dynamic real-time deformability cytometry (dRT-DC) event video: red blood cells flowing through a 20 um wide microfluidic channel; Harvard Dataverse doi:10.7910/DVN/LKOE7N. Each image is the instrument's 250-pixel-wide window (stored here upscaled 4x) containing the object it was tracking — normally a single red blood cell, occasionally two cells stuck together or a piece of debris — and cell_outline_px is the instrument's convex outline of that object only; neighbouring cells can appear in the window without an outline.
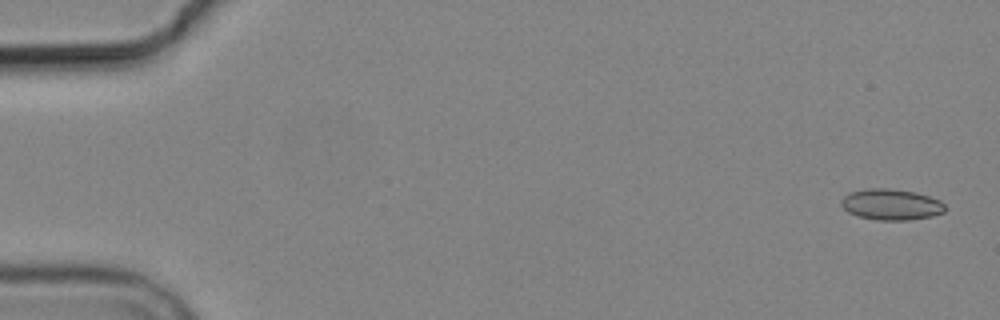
{"species": "common noctule bat (a hibernating species)", "species_latin": "Nyctalus noctula", "temperature_condition": "cold", "stored_images_in_passage": 5, "camera_frame_rate_fps": 3000, "um_per_image_px": 0.085, "animal": {"sex": "male", "body_mass_g": 19.2, "forearm_length_mm": 51.8}, "frame": {"image": 1, "passage_image": 1, "time_ms": 0.0, "image_size_px": [1000, 320], "cell_outline_px": [[944, 212], [932, 216], [908, 220], [876, 220], [860, 216], [848, 212], [840, 204], [840, 200], [844, 196], [852, 192], [868, 188], [888, 188], [916, 192], [940, 200], [944, 204]], "centroid_in_image_um": [75.74, 17.38], "position_along_channel_um": 9.3, "area_um2": 18.67}}